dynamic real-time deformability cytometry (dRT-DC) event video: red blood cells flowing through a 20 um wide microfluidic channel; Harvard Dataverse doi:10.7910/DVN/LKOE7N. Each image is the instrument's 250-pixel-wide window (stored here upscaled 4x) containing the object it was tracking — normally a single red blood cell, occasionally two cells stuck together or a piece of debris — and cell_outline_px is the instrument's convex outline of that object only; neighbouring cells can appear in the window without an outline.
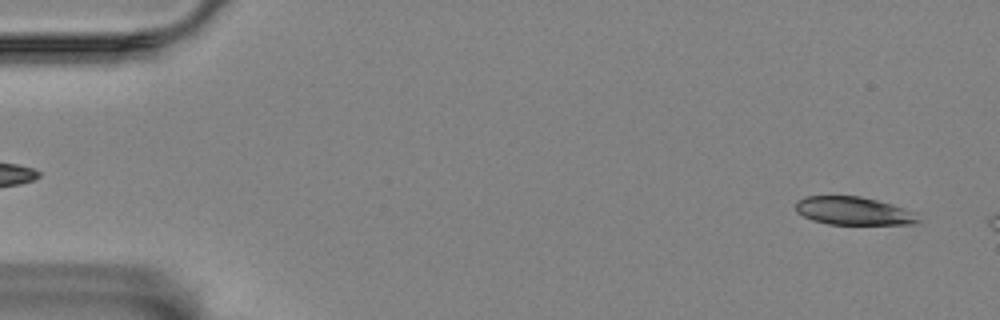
{"species": "Egyptian fruit bat (a non-hibernating species)", "species_latin": "Rousettus aegyptiacus", "temperature_condition": "room temperature", "stored_images_in_passage": 53, "camera_frame_rate_fps": 3000, "um_per_image_px": 0.085, "animal": {"sex": "female"}, "frame": {"image": 1, "passage_image": 3, "time_ms": 0.667, "image_size_px": [1000, 320], "cell_outline_px": [[920, 220], [916, 224], [828, 224], [812, 220], [796, 212], [796, 200], [804, 196], [860, 196], [892, 204], [916, 212]], "centroid_in_image_um": [72.55, 17.92], "position_along_channel_um": 12.5, "area_um2": 20.17}}
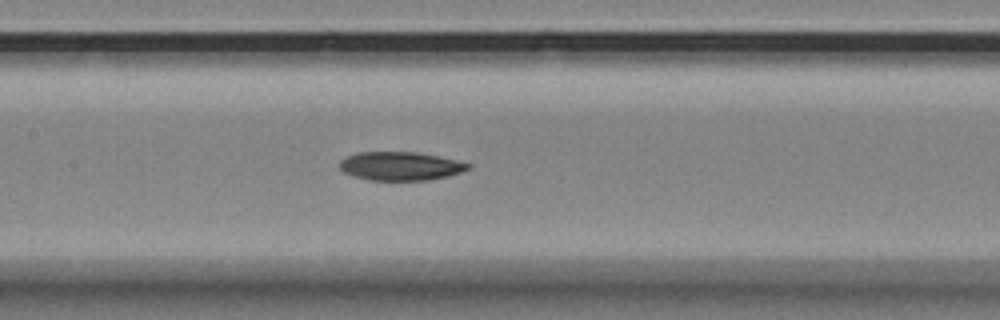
{"frame": {"image": 2, "passage_image": 27, "time_ms": 8.667, "image_size_px": [1000, 320], "cell_outline_px": [[472, 168], [448, 176], [428, 180], [368, 180], [352, 176], [344, 172], [340, 168], [340, 160], [356, 152], [416, 152], [456, 160], [472, 164]], "centroid_in_image_um": [34.03, 14.12], "position_along_channel_um": 173.4, "area_um2": 21.39}}
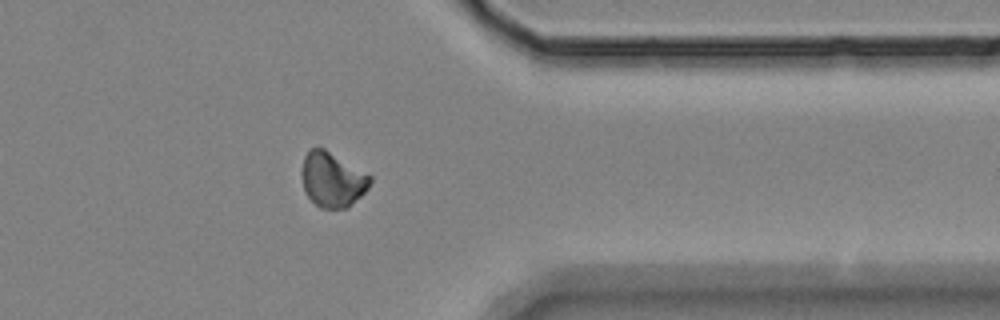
{"frame": {"image": 3, "passage_image": 46, "time_ms": 15.0, "image_size_px": [1000, 320], "cell_outline_px": [[372, 180], [368, 188], [348, 208], [320, 208], [308, 196], [304, 188], [300, 172], [304, 156], [312, 148], [324, 148], [372, 176]], "centroid_in_image_um": [28.24, 15.26], "position_along_channel_um": 383.2, "area_um2": 21.73}}